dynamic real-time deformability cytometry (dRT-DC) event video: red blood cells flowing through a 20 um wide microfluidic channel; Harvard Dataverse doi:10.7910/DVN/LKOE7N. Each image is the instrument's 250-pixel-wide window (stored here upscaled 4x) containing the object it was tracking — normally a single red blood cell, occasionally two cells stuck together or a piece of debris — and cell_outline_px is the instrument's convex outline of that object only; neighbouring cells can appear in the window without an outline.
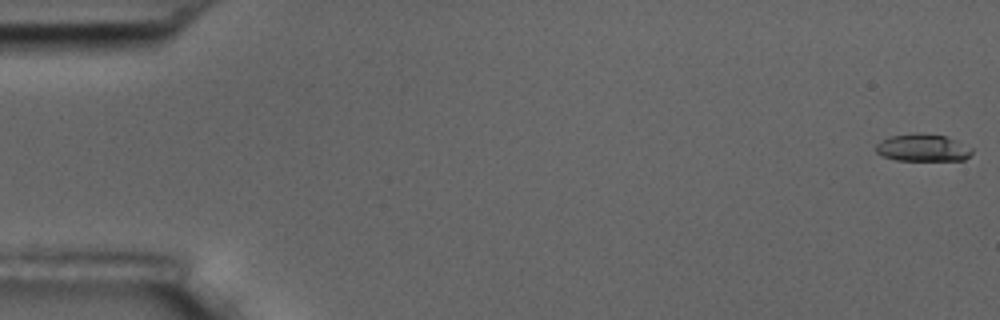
{"species": "common noctule bat (a hibernating species)", "species_latin": "Nyctalus noctula", "temperature_condition": "room temperature", "stored_images_in_passage": 6, "camera_frame_rate_fps": 3000, "um_per_image_px": 0.085, "animal": {"sex": "male", "body_mass_g": 17.5, "forearm_length_mm": 52.3}, "frame": {"image": 1, "passage_image": 1, "time_ms": 0.0, "image_size_px": [1000, 320], "cell_outline_px": [[972, 152], [964, 160], [896, 160], [884, 156], [876, 152], [876, 144], [880, 140], [888, 136], [912, 132], [920, 132], [944, 136], [956, 140], [972, 148]], "centroid_in_image_um": [78.39, 12.54], "position_along_channel_um": 6.6, "area_um2": 15.43}}
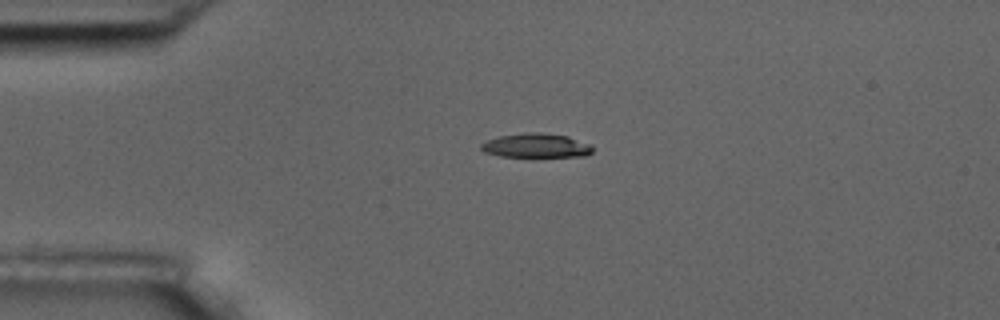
{"frame": {"image": 2, "passage_image": 5, "time_ms": 4.333, "image_size_px": [1000, 320], "cell_outline_px": [[592, 152], [584, 156], [500, 156], [484, 152], [480, 148], [480, 144], [488, 140], [500, 136], [524, 132], [540, 132], [568, 136], [592, 144]], "centroid_in_image_um": [45.58, 12.36], "position_along_channel_um": 39.4, "area_um2": 15.66}}